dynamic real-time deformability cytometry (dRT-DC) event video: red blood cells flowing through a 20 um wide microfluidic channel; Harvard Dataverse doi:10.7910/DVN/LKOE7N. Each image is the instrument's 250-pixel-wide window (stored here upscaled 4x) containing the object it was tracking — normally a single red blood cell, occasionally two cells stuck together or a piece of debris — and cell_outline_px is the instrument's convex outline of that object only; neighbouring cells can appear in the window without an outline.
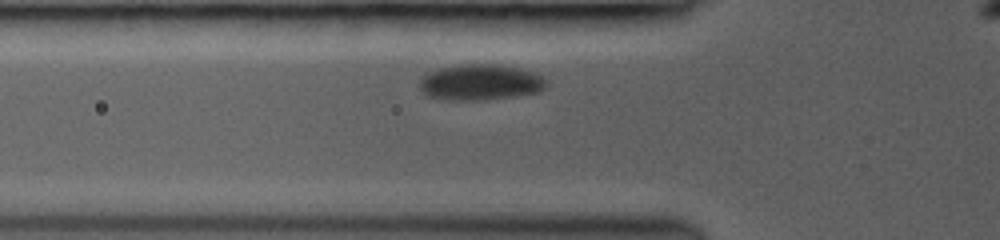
{"species": "common noctule bat (a hibernating species)", "species_latin": "Nyctalus noctula", "temperature_condition": "room temperature", "stored_images_in_passage": 4, "camera_frame_rate_fps": 3000, "um_per_image_px": 0.085, "animal": {"sex": "female", "body_mass_g": 19.0, "forearm_length_mm": 53.3}, "frame": {"image": 1, "passage_image": 4, "time_ms": 2.667, "image_size_px": [1000, 240], "cell_outline_px": [[548, 88], [540, 92], [516, 96], [488, 100], [444, 100], [424, 96], [420, 88], [420, 76], [424, 72], [440, 68], [464, 64], [496, 64], [520, 68], [536, 72], [544, 76], [548, 80]], "centroid_in_image_um": [40.85, 7.0], "position_along_channel_um": 84.9, "area_um2": 27.4}}